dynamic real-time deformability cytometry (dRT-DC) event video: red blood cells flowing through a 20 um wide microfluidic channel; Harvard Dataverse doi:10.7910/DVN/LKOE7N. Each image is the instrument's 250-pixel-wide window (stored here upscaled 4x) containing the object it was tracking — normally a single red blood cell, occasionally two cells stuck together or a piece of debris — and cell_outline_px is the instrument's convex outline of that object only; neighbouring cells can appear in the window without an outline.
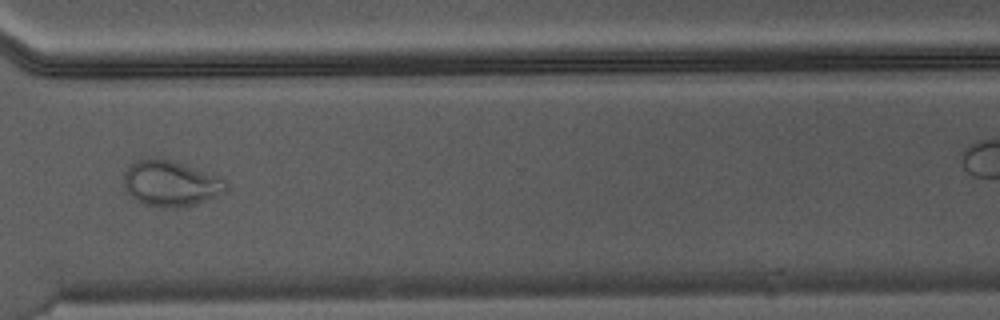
{"species": "Egyptian fruit bat (a non-hibernating species)", "species_latin": "Rousettus aegyptiacus", "temperature_condition": "warm", "stored_images_in_passage": 43, "camera_frame_rate_fps": 3000, "um_per_image_px": 0.085, "animal": {"sex": "male"}, "frame": {"image": 1, "passage_image": 31, "time_ms": 10.0, "image_size_px": [1000, 320], "cell_outline_px": [[228, 188], [224, 192], [216, 196], [196, 204], [176, 208], [160, 208], [144, 204], [136, 200], [124, 188], [124, 172], [136, 160], [152, 156], [156, 156], [172, 160], [224, 176], [228, 180]], "centroid_in_image_um": [14.56, 15.57], "position_along_channel_um": 356.0, "area_um2": 28.03}}